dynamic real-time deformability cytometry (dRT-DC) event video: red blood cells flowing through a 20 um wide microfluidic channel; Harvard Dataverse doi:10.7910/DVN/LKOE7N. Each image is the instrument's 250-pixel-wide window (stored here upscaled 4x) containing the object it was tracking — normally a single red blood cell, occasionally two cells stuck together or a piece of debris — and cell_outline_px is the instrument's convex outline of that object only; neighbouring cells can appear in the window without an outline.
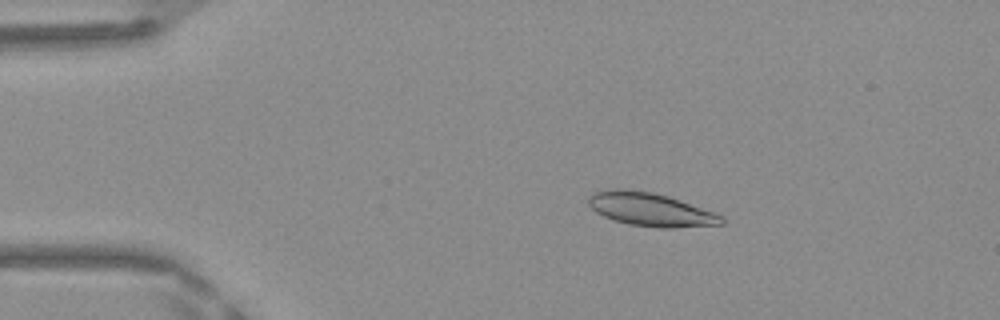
{"species": "Egyptian fruit bat (a non-hibernating species)", "species_latin": "Rousettus aegyptiacus", "temperature_condition": "warm", "stored_images_in_passage": 47, "camera_frame_rate_fps": 3000, "um_per_image_px": 0.085, "frame": {"image": 1, "passage_image": 8, "time_ms": 2.333, "image_size_px": [1000, 320], "cell_outline_px": [[724, 224], [676, 228], [660, 228], [628, 224], [604, 216], [596, 212], [588, 204], [588, 196], [592, 192], [612, 188], [632, 188], [652, 192], [668, 196], [716, 212], [724, 216]], "centroid_in_image_um": [55.31, 17.79], "position_along_channel_um": 29.7, "area_um2": 26.3}}
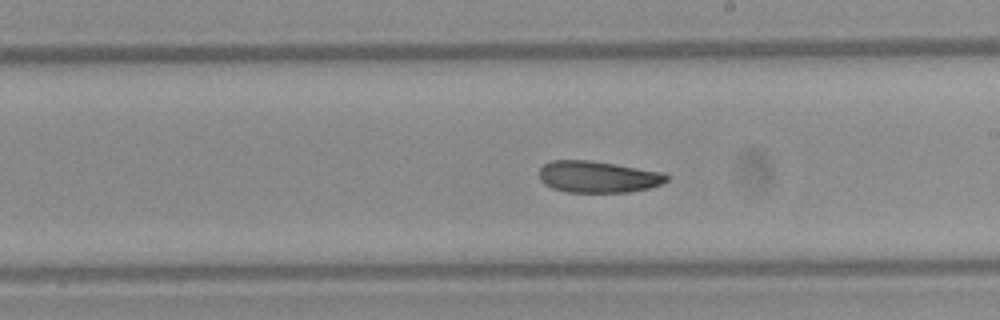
{"frame": {"image": 2, "passage_image": 27, "time_ms": 8.667, "image_size_px": [1000, 320], "cell_outline_px": [[668, 180], [660, 184], [648, 188], [628, 192], [564, 192], [552, 188], [544, 184], [540, 180], [540, 168], [544, 164], [552, 160], [592, 160], [664, 172], [668, 176]], "centroid_in_image_um": [50.81, 15.02], "position_along_channel_um": 238.2, "area_um2": 23.58}}
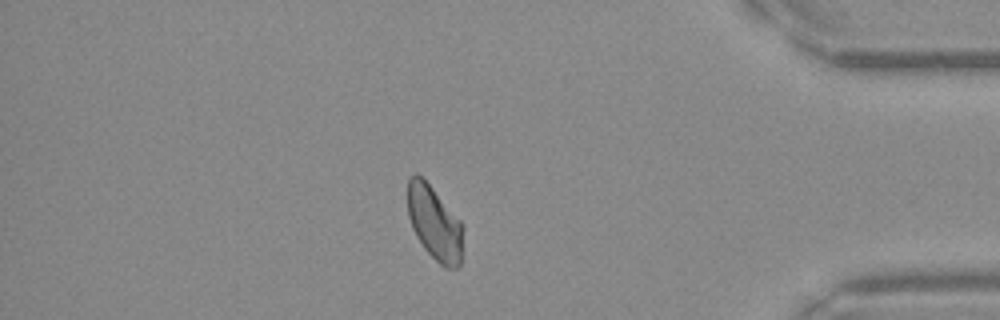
{"frame": {"image": 3, "passage_image": 41, "time_ms": 13.333, "image_size_px": [1000, 320], "cell_outline_px": [[464, 228], [460, 264], [456, 268], [444, 268], [424, 248], [416, 236], [412, 228], [408, 216], [408, 176], [416, 172], [432, 188], [464, 224]], "centroid_in_image_um": [36.94, 18.97], "position_along_channel_um": 398.3, "area_um2": 23.93}, "authors_computed_cell_mechanics": {"area_um2": 24.6228, "velocity_mm_per_s": 4.1713, "shape_relaxation_time_tau1_ms": null, "shape_relaxation_time_tau2_ms": 7.7171, "deformation_change_tau1": null, "deformation_change_tau2": 0.1395}}